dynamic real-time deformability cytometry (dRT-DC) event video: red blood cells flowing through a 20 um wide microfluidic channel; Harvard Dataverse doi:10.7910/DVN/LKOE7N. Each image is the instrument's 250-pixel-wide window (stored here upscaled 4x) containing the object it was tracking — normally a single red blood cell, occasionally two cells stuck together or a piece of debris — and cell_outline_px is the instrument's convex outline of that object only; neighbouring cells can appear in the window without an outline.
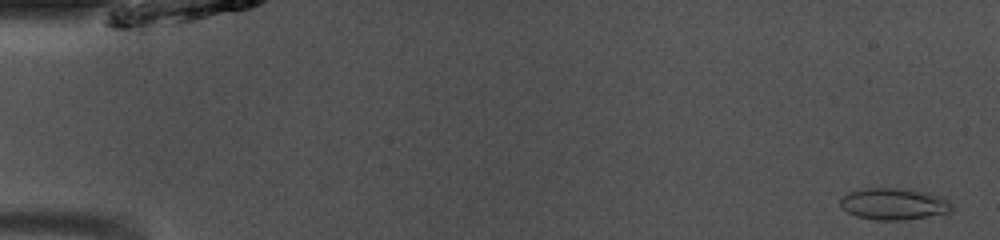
{"species": "common noctule bat (a hibernating species)", "species_latin": "Nyctalus noctula", "temperature_condition": "room temperature", "stored_images_in_passage": 49, "camera_frame_rate_fps": 3000, "um_per_image_px": 0.085, "animal": {"sex": "male", "body_mass_g": 13.0, "forearm_length_mm": 53.1}, "frame": {"image": 1, "passage_image": 2, "time_ms": 0.333, "image_size_px": [1000, 240], "cell_outline_px": [[952, 212], [904, 220], [876, 220], [856, 216], [840, 208], [840, 200], [848, 192], [868, 188], [908, 188], [928, 192], [948, 200], [952, 204]], "centroid_in_image_um": [75.98, 17.33], "position_along_channel_um": 9.0, "area_um2": 20.69}}
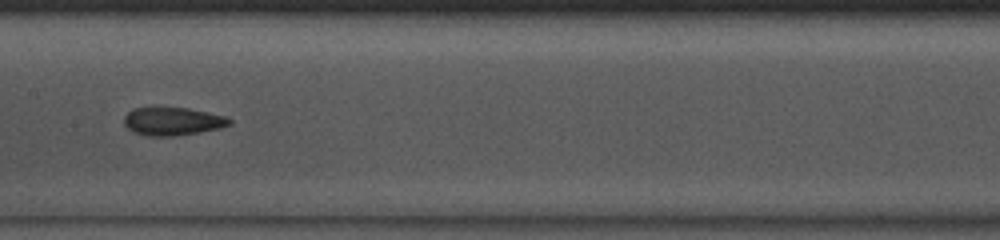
{"frame": {"image": 2, "passage_image": 25, "time_ms": 8.0, "image_size_px": [1000, 240], "cell_outline_px": [[232, 124], [220, 128], [200, 132], [172, 136], [148, 136], [132, 132], [124, 124], [124, 116], [132, 108], [188, 108], [224, 116], [232, 120]], "centroid_in_image_um": [14.66, 10.32], "position_along_channel_um": 192.7, "area_um2": 17.17}}
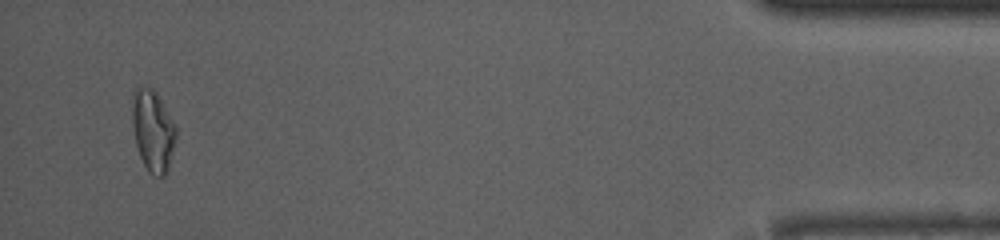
{"frame": {"image": 3, "passage_image": 47, "time_ms": 15.333, "image_size_px": [1000, 240], "cell_outline_px": [[176, 136], [168, 172], [164, 176], [152, 176], [148, 172], [140, 156], [136, 144], [132, 128], [132, 92], [136, 88], [148, 84], [156, 92], [172, 120], [176, 128]], "centroid_in_image_um": [12.97, 11.1], "position_along_channel_um": 422.2, "area_um2": 20.98}, "authors_computed_cell_mechanics": {"area_um2": 18.0914, "velocity_mm_per_s": 4.1186, "shape_relaxation_time_tau1_ms": 10.5074, "shape_relaxation_time_tau2_ms": 2.3351, "deformation_change_tau1": 0.2466, "deformation_change_tau2": 0.0839}}